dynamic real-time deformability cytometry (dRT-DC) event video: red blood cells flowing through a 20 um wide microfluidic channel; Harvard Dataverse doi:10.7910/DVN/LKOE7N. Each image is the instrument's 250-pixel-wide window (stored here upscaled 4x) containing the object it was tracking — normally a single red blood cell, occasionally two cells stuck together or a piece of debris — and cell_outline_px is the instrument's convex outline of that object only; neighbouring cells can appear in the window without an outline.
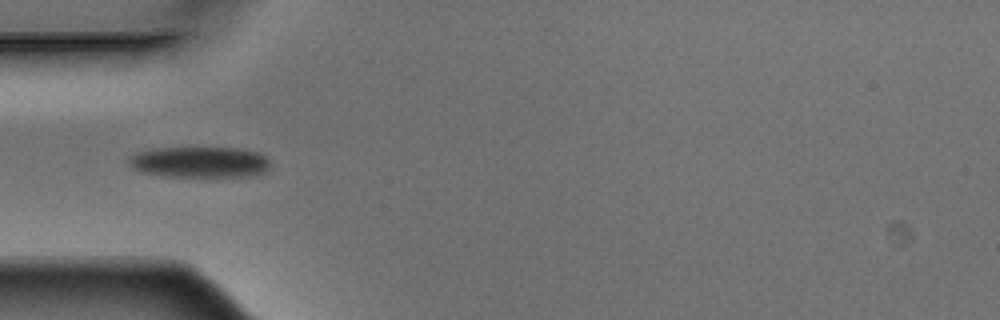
{"species": "Egyptian fruit bat (a non-hibernating species)", "species_latin": "Rousettus aegyptiacus", "temperature_condition": "warm", "stored_images_in_passage": 6, "camera_frame_rate_fps": 3000, "um_per_image_px": 0.085, "animal": {"sex": "male"}, "frame": {"image": 1, "passage_image": 1, "time_ms": 0.0, "image_size_px": [1000, 320], "cell_outline_px": [[268, 168], [264, 172], [248, 176], [168, 176], [144, 172], [132, 168], [128, 164], [128, 160], [136, 152], [152, 148], [244, 148], [260, 152], [268, 156]], "centroid_in_image_um": [16.99, 13.76], "position_along_channel_um": 68.0, "area_um2": 25.49}}
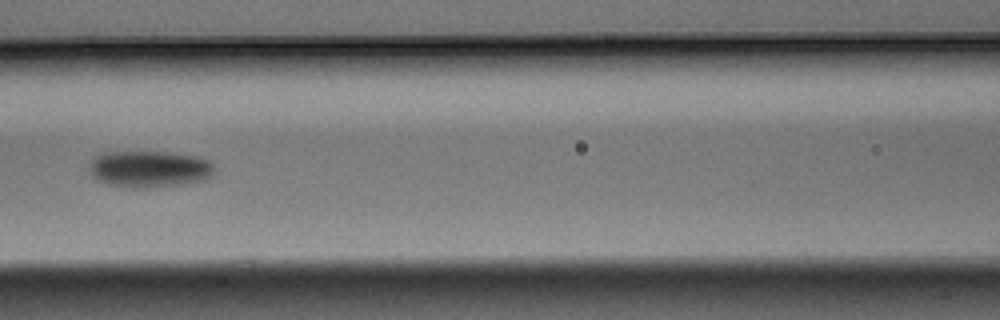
{"frame": {"image": 2, "passage_image": 3, "time_ms": 0.667, "image_size_px": [1000, 320], "cell_outline_px": [[212, 176], [204, 180], [176, 184], [144, 188], [112, 184], [100, 180], [92, 176], [92, 160], [96, 156], [112, 152], [164, 152], [196, 156], [208, 160], [212, 164]], "centroid_in_image_um": [12.74, 14.35], "position_along_channel_um": 153.9, "area_um2": 25.72}}
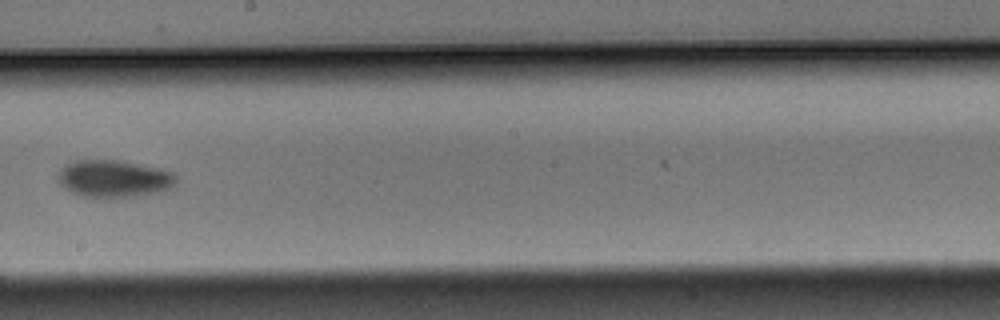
{"frame": {"image": 3, "passage_image": 5, "time_ms": 1.333, "image_size_px": [1000, 320], "cell_outline_px": [[176, 180], [168, 188], [148, 192], [124, 196], [84, 196], [60, 184], [56, 180], [60, 172], [68, 164], [76, 160], [116, 160], [156, 168], [172, 172], [176, 176]], "centroid_in_image_um": [9.63, 15.14], "position_along_channel_um": 238.6, "area_um2": 24.1}}